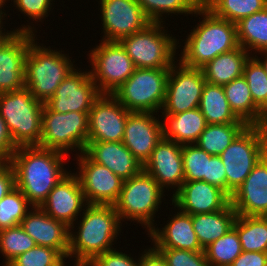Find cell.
<instances>
[{"mask_svg":"<svg viewBox=\"0 0 267 266\" xmlns=\"http://www.w3.org/2000/svg\"><path fill=\"white\" fill-rule=\"evenodd\" d=\"M67 156L38 146L18 147L9 163L15 174V187L32 207H40L50 191L70 172L64 170Z\"/></svg>","mask_w":267,"mask_h":266,"instance_id":"obj_1","label":"cell"},{"mask_svg":"<svg viewBox=\"0 0 267 266\" xmlns=\"http://www.w3.org/2000/svg\"><path fill=\"white\" fill-rule=\"evenodd\" d=\"M83 211L78 232L70 230L67 256L86 266L96 256L113 249L122 222L114 205L86 204Z\"/></svg>","mask_w":267,"mask_h":266,"instance_id":"obj_2","label":"cell"},{"mask_svg":"<svg viewBox=\"0 0 267 266\" xmlns=\"http://www.w3.org/2000/svg\"><path fill=\"white\" fill-rule=\"evenodd\" d=\"M204 18L190 32L184 42L179 61L190 68H201L216 56L236 49L237 25L226 19L215 16L201 4L194 15Z\"/></svg>","mask_w":267,"mask_h":266,"instance_id":"obj_3","label":"cell"},{"mask_svg":"<svg viewBox=\"0 0 267 266\" xmlns=\"http://www.w3.org/2000/svg\"><path fill=\"white\" fill-rule=\"evenodd\" d=\"M43 109L44 103L35 99L26 87L0 93V116L16 148L39 145Z\"/></svg>","mask_w":267,"mask_h":266,"instance_id":"obj_4","label":"cell"},{"mask_svg":"<svg viewBox=\"0 0 267 266\" xmlns=\"http://www.w3.org/2000/svg\"><path fill=\"white\" fill-rule=\"evenodd\" d=\"M35 40L30 43L25 57V87L45 104L75 66L67 54L38 45Z\"/></svg>","mask_w":267,"mask_h":266,"instance_id":"obj_5","label":"cell"},{"mask_svg":"<svg viewBox=\"0 0 267 266\" xmlns=\"http://www.w3.org/2000/svg\"><path fill=\"white\" fill-rule=\"evenodd\" d=\"M266 153L267 125H248L219 155L225 167L229 197Z\"/></svg>","mask_w":267,"mask_h":266,"instance_id":"obj_6","label":"cell"},{"mask_svg":"<svg viewBox=\"0 0 267 266\" xmlns=\"http://www.w3.org/2000/svg\"><path fill=\"white\" fill-rule=\"evenodd\" d=\"M163 24L151 22L142 30L119 41L136 68H171L176 62L174 56L178 42L165 32Z\"/></svg>","mask_w":267,"mask_h":266,"instance_id":"obj_7","label":"cell"},{"mask_svg":"<svg viewBox=\"0 0 267 266\" xmlns=\"http://www.w3.org/2000/svg\"><path fill=\"white\" fill-rule=\"evenodd\" d=\"M163 189L157 181L142 170L138 175L124 180L117 202L114 204L120 221L137 222L147 230L154 227V215L163 198Z\"/></svg>","mask_w":267,"mask_h":266,"instance_id":"obj_8","label":"cell"},{"mask_svg":"<svg viewBox=\"0 0 267 266\" xmlns=\"http://www.w3.org/2000/svg\"><path fill=\"white\" fill-rule=\"evenodd\" d=\"M170 68H136L112 95L129 112L157 113L162 110Z\"/></svg>","mask_w":267,"mask_h":266,"instance_id":"obj_9","label":"cell"},{"mask_svg":"<svg viewBox=\"0 0 267 266\" xmlns=\"http://www.w3.org/2000/svg\"><path fill=\"white\" fill-rule=\"evenodd\" d=\"M88 113L77 111L58 113L44 104L42 135L38 147L64 154L76 148L80 154L84 152L88 139Z\"/></svg>","mask_w":267,"mask_h":266,"instance_id":"obj_10","label":"cell"},{"mask_svg":"<svg viewBox=\"0 0 267 266\" xmlns=\"http://www.w3.org/2000/svg\"><path fill=\"white\" fill-rule=\"evenodd\" d=\"M90 75L101 94H112L136 67L119 41H102L89 53Z\"/></svg>","mask_w":267,"mask_h":266,"instance_id":"obj_11","label":"cell"},{"mask_svg":"<svg viewBox=\"0 0 267 266\" xmlns=\"http://www.w3.org/2000/svg\"><path fill=\"white\" fill-rule=\"evenodd\" d=\"M205 83L201 68H190L180 61L178 64L174 63L169 71L163 111H160L162 115L177 114L199 107Z\"/></svg>","mask_w":267,"mask_h":266,"instance_id":"obj_12","label":"cell"},{"mask_svg":"<svg viewBox=\"0 0 267 266\" xmlns=\"http://www.w3.org/2000/svg\"><path fill=\"white\" fill-rule=\"evenodd\" d=\"M79 179L87 204L114 205L122 190L123 181L107 167L94 162L85 152L78 154Z\"/></svg>","mask_w":267,"mask_h":266,"instance_id":"obj_13","label":"cell"},{"mask_svg":"<svg viewBox=\"0 0 267 266\" xmlns=\"http://www.w3.org/2000/svg\"><path fill=\"white\" fill-rule=\"evenodd\" d=\"M129 113L112 94H101L88 113L87 142H121Z\"/></svg>","mask_w":267,"mask_h":266,"instance_id":"obj_14","label":"cell"},{"mask_svg":"<svg viewBox=\"0 0 267 266\" xmlns=\"http://www.w3.org/2000/svg\"><path fill=\"white\" fill-rule=\"evenodd\" d=\"M103 41H120L151 23L137 0H100Z\"/></svg>","mask_w":267,"mask_h":266,"instance_id":"obj_15","label":"cell"},{"mask_svg":"<svg viewBox=\"0 0 267 266\" xmlns=\"http://www.w3.org/2000/svg\"><path fill=\"white\" fill-rule=\"evenodd\" d=\"M76 70L74 69L61 82L55 94L45 103L52 111L58 113L89 112L93 102L101 95L90 71Z\"/></svg>","mask_w":267,"mask_h":266,"instance_id":"obj_16","label":"cell"},{"mask_svg":"<svg viewBox=\"0 0 267 266\" xmlns=\"http://www.w3.org/2000/svg\"><path fill=\"white\" fill-rule=\"evenodd\" d=\"M34 33L14 31L0 45V93L25 87V57Z\"/></svg>","mask_w":267,"mask_h":266,"instance_id":"obj_17","label":"cell"},{"mask_svg":"<svg viewBox=\"0 0 267 266\" xmlns=\"http://www.w3.org/2000/svg\"><path fill=\"white\" fill-rule=\"evenodd\" d=\"M86 204L78 177L75 173H69L50 191L40 208L74 230V221L79 218L78 215L81 216L80 212Z\"/></svg>","mask_w":267,"mask_h":266,"instance_id":"obj_18","label":"cell"},{"mask_svg":"<svg viewBox=\"0 0 267 266\" xmlns=\"http://www.w3.org/2000/svg\"><path fill=\"white\" fill-rule=\"evenodd\" d=\"M143 170L152 176L163 190L165 187H177L174 190L176 193L185 181L182 145L162 138L143 165Z\"/></svg>","mask_w":267,"mask_h":266,"instance_id":"obj_19","label":"cell"},{"mask_svg":"<svg viewBox=\"0 0 267 266\" xmlns=\"http://www.w3.org/2000/svg\"><path fill=\"white\" fill-rule=\"evenodd\" d=\"M154 115L151 112H130L125 124L122 143L142 165L163 138L162 121Z\"/></svg>","mask_w":267,"mask_h":266,"instance_id":"obj_20","label":"cell"},{"mask_svg":"<svg viewBox=\"0 0 267 266\" xmlns=\"http://www.w3.org/2000/svg\"><path fill=\"white\" fill-rule=\"evenodd\" d=\"M171 200L174 208L189 215L221 211L230 203L223 190L205 181H184Z\"/></svg>","mask_w":267,"mask_h":266,"instance_id":"obj_21","label":"cell"},{"mask_svg":"<svg viewBox=\"0 0 267 266\" xmlns=\"http://www.w3.org/2000/svg\"><path fill=\"white\" fill-rule=\"evenodd\" d=\"M237 215L267 216V153L230 197Z\"/></svg>","mask_w":267,"mask_h":266,"instance_id":"obj_22","label":"cell"},{"mask_svg":"<svg viewBox=\"0 0 267 266\" xmlns=\"http://www.w3.org/2000/svg\"><path fill=\"white\" fill-rule=\"evenodd\" d=\"M21 221L23 230L37 245L56 249L63 257L69 250L70 227L50 217L40 207H32Z\"/></svg>","mask_w":267,"mask_h":266,"instance_id":"obj_23","label":"cell"},{"mask_svg":"<svg viewBox=\"0 0 267 266\" xmlns=\"http://www.w3.org/2000/svg\"><path fill=\"white\" fill-rule=\"evenodd\" d=\"M84 152L94 161L107 167L122 180L130 179L143 170V165L121 142H87Z\"/></svg>","mask_w":267,"mask_h":266,"instance_id":"obj_24","label":"cell"},{"mask_svg":"<svg viewBox=\"0 0 267 266\" xmlns=\"http://www.w3.org/2000/svg\"><path fill=\"white\" fill-rule=\"evenodd\" d=\"M148 232L154 248L204 251L194 231L192 215L181 212L180 209L162 230L154 226Z\"/></svg>","mask_w":267,"mask_h":266,"instance_id":"obj_25","label":"cell"},{"mask_svg":"<svg viewBox=\"0 0 267 266\" xmlns=\"http://www.w3.org/2000/svg\"><path fill=\"white\" fill-rule=\"evenodd\" d=\"M163 138L179 145L196 144L207 122L199 107L172 115H163Z\"/></svg>","mask_w":267,"mask_h":266,"instance_id":"obj_26","label":"cell"},{"mask_svg":"<svg viewBox=\"0 0 267 266\" xmlns=\"http://www.w3.org/2000/svg\"><path fill=\"white\" fill-rule=\"evenodd\" d=\"M250 56V53L240 45L236 49L216 56L201 67L206 82L224 86L243 76L245 62Z\"/></svg>","mask_w":267,"mask_h":266,"instance_id":"obj_27","label":"cell"},{"mask_svg":"<svg viewBox=\"0 0 267 266\" xmlns=\"http://www.w3.org/2000/svg\"><path fill=\"white\" fill-rule=\"evenodd\" d=\"M234 114L247 125H267V115L254 103L246 79L241 76L223 86Z\"/></svg>","mask_w":267,"mask_h":266,"instance_id":"obj_28","label":"cell"},{"mask_svg":"<svg viewBox=\"0 0 267 266\" xmlns=\"http://www.w3.org/2000/svg\"><path fill=\"white\" fill-rule=\"evenodd\" d=\"M237 216L231 203L221 211L192 215L193 228L201 247L205 249L225 235L233 228Z\"/></svg>","mask_w":267,"mask_h":266,"instance_id":"obj_29","label":"cell"},{"mask_svg":"<svg viewBox=\"0 0 267 266\" xmlns=\"http://www.w3.org/2000/svg\"><path fill=\"white\" fill-rule=\"evenodd\" d=\"M199 109L207 124L245 123L231 110L223 86L206 82Z\"/></svg>","mask_w":267,"mask_h":266,"instance_id":"obj_30","label":"cell"},{"mask_svg":"<svg viewBox=\"0 0 267 266\" xmlns=\"http://www.w3.org/2000/svg\"><path fill=\"white\" fill-rule=\"evenodd\" d=\"M237 25L238 44L249 52L267 50V7L242 18Z\"/></svg>","mask_w":267,"mask_h":266,"instance_id":"obj_31","label":"cell"},{"mask_svg":"<svg viewBox=\"0 0 267 266\" xmlns=\"http://www.w3.org/2000/svg\"><path fill=\"white\" fill-rule=\"evenodd\" d=\"M233 227L239 235L242 251L267 253V216L238 215Z\"/></svg>","mask_w":267,"mask_h":266,"instance_id":"obj_32","label":"cell"},{"mask_svg":"<svg viewBox=\"0 0 267 266\" xmlns=\"http://www.w3.org/2000/svg\"><path fill=\"white\" fill-rule=\"evenodd\" d=\"M247 126L246 123L207 124L196 145L210 155L219 156Z\"/></svg>","mask_w":267,"mask_h":266,"instance_id":"obj_33","label":"cell"},{"mask_svg":"<svg viewBox=\"0 0 267 266\" xmlns=\"http://www.w3.org/2000/svg\"><path fill=\"white\" fill-rule=\"evenodd\" d=\"M202 4L215 16L238 23L242 18L267 7V0H202Z\"/></svg>","mask_w":267,"mask_h":266,"instance_id":"obj_34","label":"cell"},{"mask_svg":"<svg viewBox=\"0 0 267 266\" xmlns=\"http://www.w3.org/2000/svg\"><path fill=\"white\" fill-rule=\"evenodd\" d=\"M241 253L239 235L234 227L204 249L208 266H230Z\"/></svg>","mask_w":267,"mask_h":266,"instance_id":"obj_35","label":"cell"},{"mask_svg":"<svg viewBox=\"0 0 267 266\" xmlns=\"http://www.w3.org/2000/svg\"><path fill=\"white\" fill-rule=\"evenodd\" d=\"M151 22L162 23V14H194L202 0H137Z\"/></svg>","mask_w":267,"mask_h":266,"instance_id":"obj_36","label":"cell"},{"mask_svg":"<svg viewBox=\"0 0 267 266\" xmlns=\"http://www.w3.org/2000/svg\"><path fill=\"white\" fill-rule=\"evenodd\" d=\"M245 62L243 77L249 86L254 103L267 115V74L254 54Z\"/></svg>","mask_w":267,"mask_h":266,"instance_id":"obj_37","label":"cell"},{"mask_svg":"<svg viewBox=\"0 0 267 266\" xmlns=\"http://www.w3.org/2000/svg\"><path fill=\"white\" fill-rule=\"evenodd\" d=\"M27 198L18 188L12 189L0 201V230L20 225L29 207Z\"/></svg>","mask_w":267,"mask_h":266,"instance_id":"obj_38","label":"cell"},{"mask_svg":"<svg viewBox=\"0 0 267 266\" xmlns=\"http://www.w3.org/2000/svg\"><path fill=\"white\" fill-rule=\"evenodd\" d=\"M37 244L23 230L21 225L0 230V251L5 257L7 266L18 255L32 249Z\"/></svg>","mask_w":267,"mask_h":266,"instance_id":"obj_39","label":"cell"},{"mask_svg":"<svg viewBox=\"0 0 267 266\" xmlns=\"http://www.w3.org/2000/svg\"><path fill=\"white\" fill-rule=\"evenodd\" d=\"M212 155L196 144L182 146V159L185 181L207 182L209 159Z\"/></svg>","mask_w":267,"mask_h":266,"instance_id":"obj_40","label":"cell"},{"mask_svg":"<svg viewBox=\"0 0 267 266\" xmlns=\"http://www.w3.org/2000/svg\"><path fill=\"white\" fill-rule=\"evenodd\" d=\"M62 258L56 249L36 245L18 255L7 266H54Z\"/></svg>","mask_w":267,"mask_h":266,"instance_id":"obj_41","label":"cell"},{"mask_svg":"<svg viewBox=\"0 0 267 266\" xmlns=\"http://www.w3.org/2000/svg\"><path fill=\"white\" fill-rule=\"evenodd\" d=\"M166 261L167 266H208L204 251L155 248Z\"/></svg>","mask_w":267,"mask_h":266,"instance_id":"obj_42","label":"cell"},{"mask_svg":"<svg viewBox=\"0 0 267 266\" xmlns=\"http://www.w3.org/2000/svg\"><path fill=\"white\" fill-rule=\"evenodd\" d=\"M13 2L14 6L16 5V8L24 15L26 14L29 19L41 22L45 16L48 17L53 0H13Z\"/></svg>","mask_w":267,"mask_h":266,"instance_id":"obj_43","label":"cell"},{"mask_svg":"<svg viewBox=\"0 0 267 266\" xmlns=\"http://www.w3.org/2000/svg\"><path fill=\"white\" fill-rule=\"evenodd\" d=\"M86 266H139V259L136 262L131 256L114 248L96 256Z\"/></svg>","mask_w":267,"mask_h":266,"instance_id":"obj_44","label":"cell"},{"mask_svg":"<svg viewBox=\"0 0 267 266\" xmlns=\"http://www.w3.org/2000/svg\"><path fill=\"white\" fill-rule=\"evenodd\" d=\"M207 183L226 193V172L220 156L212 155L209 159Z\"/></svg>","mask_w":267,"mask_h":266,"instance_id":"obj_45","label":"cell"},{"mask_svg":"<svg viewBox=\"0 0 267 266\" xmlns=\"http://www.w3.org/2000/svg\"><path fill=\"white\" fill-rule=\"evenodd\" d=\"M17 148L14 146L10 133L6 127L5 121L0 116V160L9 162L11 155Z\"/></svg>","mask_w":267,"mask_h":266,"instance_id":"obj_46","label":"cell"},{"mask_svg":"<svg viewBox=\"0 0 267 266\" xmlns=\"http://www.w3.org/2000/svg\"><path fill=\"white\" fill-rule=\"evenodd\" d=\"M15 188V174L9 162L0 165V201Z\"/></svg>","mask_w":267,"mask_h":266,"instance_id":"obj_47","label":"cell"},{"mask_svg":"<svg viewBox=\"0 0 267 266\" xmlns=\"http://www.w3.org/2000/svg\"><path fill=\"white\" fill-rule=\"evenodd\" d=\"M230 266H267V253L242 251Z\"/></svg>","mask_w":267,"mask_h":266,"instance_id":"obj_48","label":"cell"},{"mask_svg":"<svg viewBox=\"0 0 267 266\" xmlns=\"http://www.w3.org/2000/svg\"><path fill=\"white\" fill-rule=\"evenodd\" d=\"M139 266H167L161 253L154 247L144 250L139 258Z\"/></svg>","mask_w":267,"mask_h":266,"instance_id":"obj_49","label":"cell"},{"mask_svg":"<svg viewBox=\"0 0 267 266\" xmlns=\"http://www.w3.org/2000/svg\"><path fill=\"white\" fill-rule=\"evenodd\" d=\"M5 2H6V0H0V35H11L14 31H23V32H31V33H33L34 32V30H32V29H34V27H32L31 25H27V26H23V27H20V28H16L15 30H13V31H3L2 30V26H4V25H2L3 24V21L2 20H4V16L6 15V13H4L3 11H2V7H3V5L5 4ZM4 15V16H3ZM3 18V19H2ZM32 27V28H31ZM3 31V32H2Z\"/></svg>","mask_w":267,"mask_h":266,"instance_id":"obj_50","label":"cell"},{"mask_svg":"<svg viewBox=\"0 0 267 266\" xmlns=\"http://www.w3.org/2000/svg\"><path fill=\"white\" fill-rule=\"evenodd\" d=\"M259 54H262L263 56H265L264 58H262L261 59V61H260V57H258V56H254L260 63H261V65L264 67V69H265V72H266V74H267V50H264V51H260L259 52Z\"/></svg>","mask_w":267,"mask_h":266,"instance_id":"obj_51","label":"cell"},{"mask_svg":"<svg viewBox=\"0 0 267 266\" xmlns=\"http://www.w3.org/2000/svg\"><path fill=\"white\" fill-rule=\"evenodd\" d=\"M68 256H64L59 262H57L54 266H66L65 260ZM76 263L73 266H85L83 263L75 261Z\"/></svg>","mask_w":267,"mask_h":266,"instance_id":"obj_52","label":"cell"},{"mask_svg":"<svg viewBox=\"0 0 267 266\" xmlns=\"http://www.w3.org/2000/svg\"><path fill=\"white\" fill-rule=\"evenodd\" d=\"M10 35H0V45L9 37Z\"/></svg>","mask_w":267,"mask_h":266,"instance_id":"obj_53","label":"cell"}]
</instances>
